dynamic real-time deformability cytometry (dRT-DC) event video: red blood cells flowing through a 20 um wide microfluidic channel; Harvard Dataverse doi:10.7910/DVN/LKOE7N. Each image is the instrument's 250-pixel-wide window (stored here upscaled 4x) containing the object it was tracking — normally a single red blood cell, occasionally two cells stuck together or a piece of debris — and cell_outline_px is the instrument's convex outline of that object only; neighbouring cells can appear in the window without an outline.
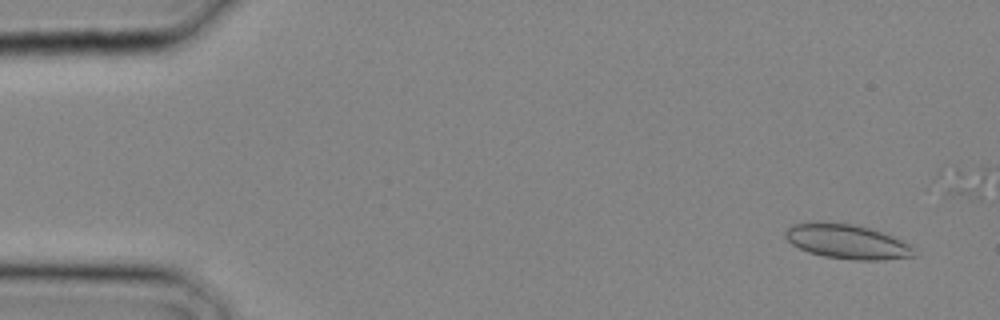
{"species": "common noctule bat (a hibernating species)", "species_latin": "Nyctalus noctula", "temperature_condition": "cold", "stored_images_in_passage": 9, "camera_frame_rate_fps": 3000, "um_per_image_px": 0.085, "animal": {"sex": "male", "body_mass_g": 20.4}, "frame": {"image": 1, "passage_image": 2, "time_ms": 0.333, "image_size_px": [1000, 320], "cell_outline_px": [[916, 256], [880, 260], [856, 260], [824, 256], [808, 252], [792, 244], [784, 236], [784, 232], [792, 224], [808, 220], [824, 220], [852, 224], [868, 228], [892, 236], [908, 244], [912, 248]], "centroid_in_image_um": [71.91, 20.5], "position_along_channel_um": 13.1, "area_um2": 26.07}}
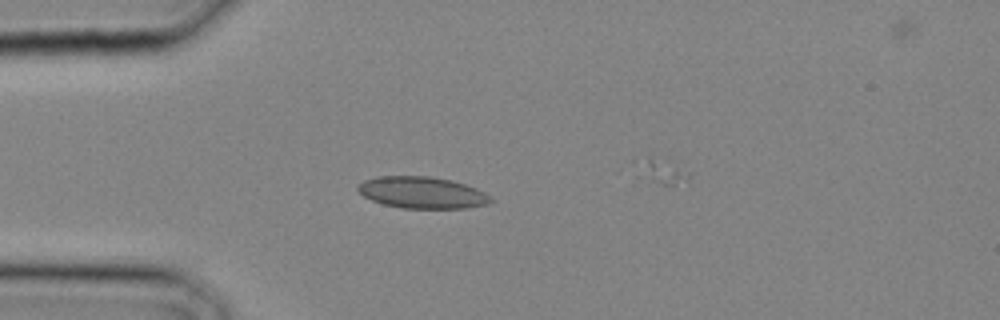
{"frame": {"image": 2, "passage_image": 8, "time_ms": 2.333, "image_size_px": [1000, 320], "cell_outline_px": [[496, 200], [488, 204], [468, 208], [400, 208], [384, 204], [372, 200], [364, 196], [356, 188], [356, 184], [364, 180], [376, 176], [428, 176], [452, 180], [476, 188], [492, 196]], "centroid_in_image_um": [35.9, 16.37], "position_along_channel_um": 49.1, "area_um2": 24.74}}